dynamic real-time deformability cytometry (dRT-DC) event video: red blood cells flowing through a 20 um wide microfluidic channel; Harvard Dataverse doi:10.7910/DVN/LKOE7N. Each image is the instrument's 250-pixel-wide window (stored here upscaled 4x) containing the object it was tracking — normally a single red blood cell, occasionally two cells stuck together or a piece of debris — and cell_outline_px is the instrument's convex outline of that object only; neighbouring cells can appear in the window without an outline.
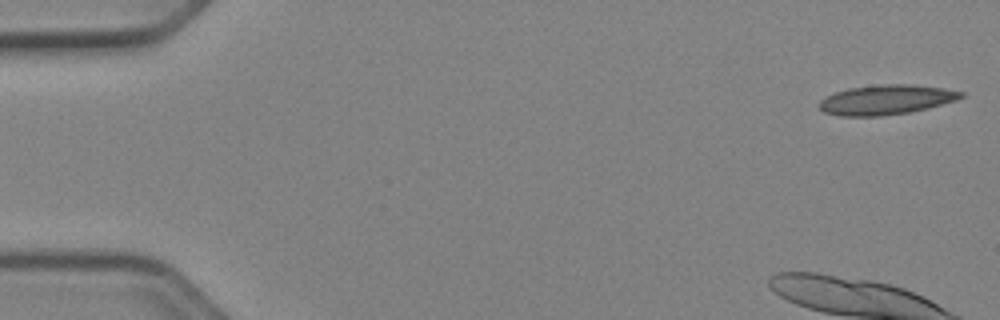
{"species": "Egyptian fruit bat (a non-hibernating species)", "species_latin": "Rousettus aegyptiacus", "temperature_condition": "cold", "stored_images_in_passage": 15, "camera_frame_rate_fps": 3000, "um_per_image_px": 0.085, "animal": {"sex": "female"}, "frame": {"image": 1, "passage_image": 1, "time_ms": 0.0, "image_size_px": [1000, 320], "cell_outline_px": [[964, 96], [956, 100], [928, 108], [908, 112], [880, 116], [840, 116], [824, 112], [816, 104], [820, 100], [836, 92], [848, 88], [880, 84], [908, 84], [940, 88], [964, 92]], "centroid_in_image_um": [75.29, 8.48], "position_along_channel_um": 9.7, "area_um2": 24.39}}